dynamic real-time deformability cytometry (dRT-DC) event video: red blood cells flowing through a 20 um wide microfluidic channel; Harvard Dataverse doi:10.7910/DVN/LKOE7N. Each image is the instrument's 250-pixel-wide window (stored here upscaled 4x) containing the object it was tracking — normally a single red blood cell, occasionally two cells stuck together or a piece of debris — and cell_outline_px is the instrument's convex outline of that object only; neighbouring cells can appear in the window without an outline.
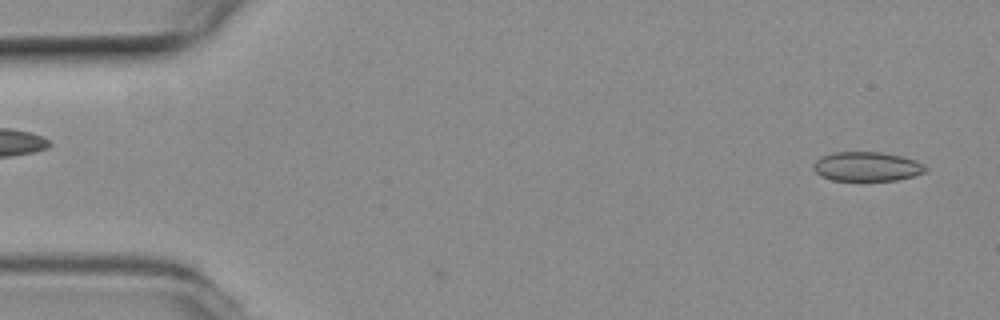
{"species": "common noctule bat (a hibernating species)", "species_latin": "Nyctalus noctula", "temperature_condition": "room temperature", "stored_images_in_passage": 42, "camera_frame_rate_fps": 3000, "um_per_image_px": 0.085, "animal": {"sex": "female", "body_mass_g": 19.3, "forearm_length_mm": 54.1}, "frame": {"image": 1, "passage_image": 2, "time_ms": 0.333, "image_size_px": [1000, 320], "cell_outline_px": [[928, 168], [924, 172], [912, 176], [896, 180], [832, 180], [820, 176], [812, 168], [812, 164], [820, 156], [832, 152], [880, 152], [900, 156], [916, 160], [924, 164]], "centroid_in_image_um": [73.64, 14.15], "position_along_channel_um": 11.4, "area_um2": 19.19}}
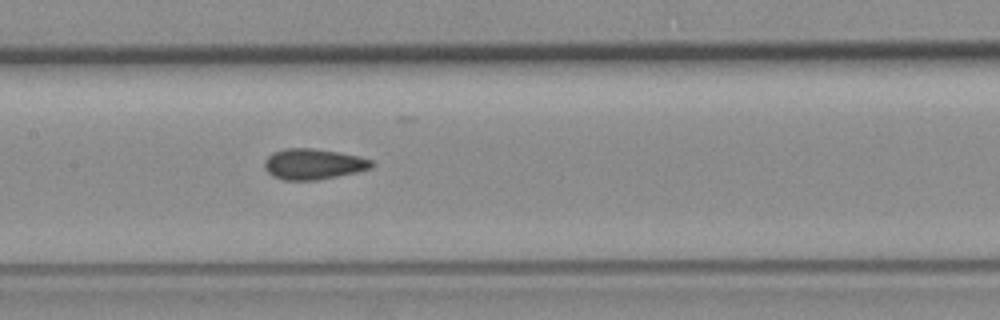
{"frame": {"image": 2, "passage_image": 25, "time_ms": 8.0, "image_size_px": [1000, 320], "cell_outline_px": [[376, 164], [372, 168], [356, 172], [316, 180], [284, 180], [272, 176], [264, 168], [264, 160], [272, 152], [288, 148], [312, 148], [336, 152], [356, 156], [372, 160]], "centroid_in_image_um": [26.61, 13.95], "position_along_channel_um": 180.8, "area_um2": 19.07}}
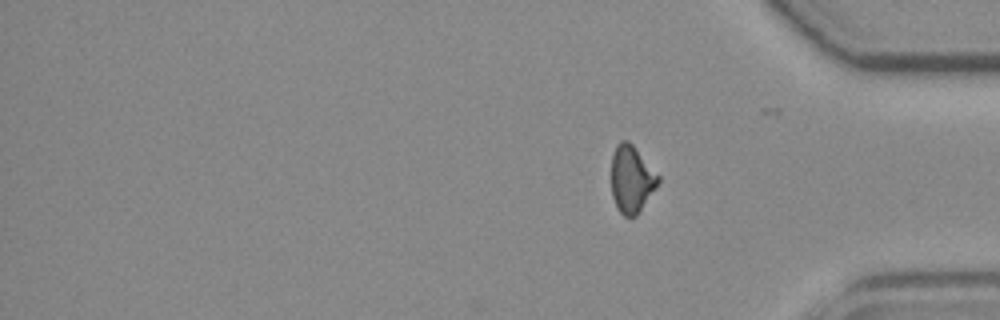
{"frame": {"image": 3, "passage_image": 42, "time_ms": 13.667, "image_size_px": [1000, 320], "cell_outline_px": [[660, 180], [636, 216], [624, 216], [620, 212], [612, 196], [612, 156], [616, 144], [620, 140], [628, 140], [632, 144], [660, 176]], "centroid_in_image_um": [53.67, 15.19], "position_along_channel_um": 381.5, "area_um2": 18.03}, "authors_computed_cell_mechanics": {"area_um2": 19.074, "velocity_mm_per_s": 3.7607, "shape_relaxation_time_tau1_ms": null, "shape_relaxation_time_tau2_ms": 1.2996, "deformation_change_tau1": null, "deformation_change_tau2": 0.0672}}